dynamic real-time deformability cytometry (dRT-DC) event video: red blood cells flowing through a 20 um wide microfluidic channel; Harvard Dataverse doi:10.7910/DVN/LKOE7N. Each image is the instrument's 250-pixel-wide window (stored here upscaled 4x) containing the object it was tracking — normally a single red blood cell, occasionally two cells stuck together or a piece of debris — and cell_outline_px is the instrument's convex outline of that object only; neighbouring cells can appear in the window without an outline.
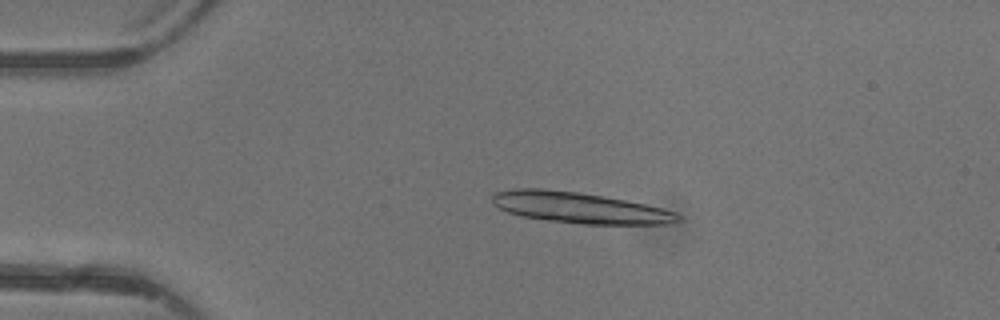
{"species": "common noctule bat (a hibernating species)", "species_latin": "Nyctalus noctula", "temperature_condition": "warm", "stored_images_in_passage": 4, "camera_frame_rate_fps": 3000, "um_per_image_px": 0.085, "animal": {"sex": "female"}, "frame": {"image": 1, "passage_image": 3, "time_ms": 2.333, "image_size_px": [1000, 320], "cell_outline_px": [[684, 220], [676, 224], [580, 224], [548, 220], [520, 216], [508, 212], [492, 204], [492, 196], [496, 192], [516, 188], [540, 188], [576, 192], [604, 196], [664, 208], [676, 212], [684, 216]], "centroid_in_image_um": [49.34, 17.67], "position_along_channel_um": 35.7, "area_um2": 33.76}}